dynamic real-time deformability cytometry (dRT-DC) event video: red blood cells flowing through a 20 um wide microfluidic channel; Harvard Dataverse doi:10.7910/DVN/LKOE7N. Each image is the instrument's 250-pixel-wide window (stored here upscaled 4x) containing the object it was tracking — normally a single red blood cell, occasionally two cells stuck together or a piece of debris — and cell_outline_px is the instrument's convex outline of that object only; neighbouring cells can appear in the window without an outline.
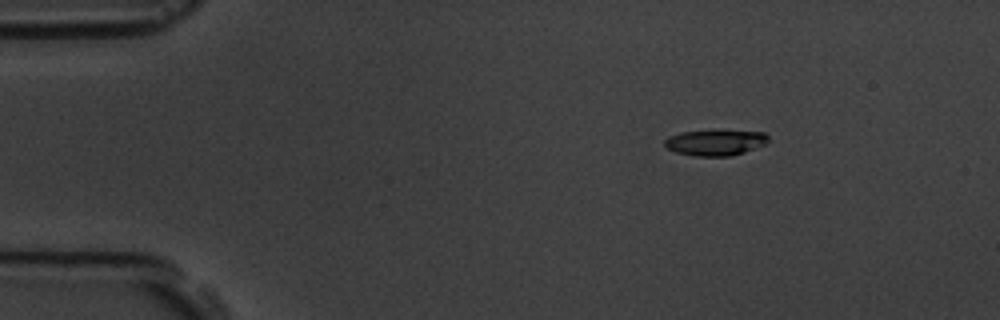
{"species": "common noctule bat (a hibernating species)", "species_latin": "Nyctalus noctula", "temperature_condition": "room temperature", "stored_images_in_passage": 50, "camera_frame_rate_fps": 3000, "um_per_image_px": 0.085, "animal": {"sex": "male", "body_mass_g": 19.5, "forearm_length_mm": 54.6}, "frame": {"image": 1, "passage_image": 1, "time_ms": 0.0, "image_size_px": [1000, 320], "cell_outline_px": [[768, 140], [764, 144], [744, 152], [732, 156], [692, 156], [676, 152], [668, 148], [664, 144], [664, 140], [668, 136], [680, 132], [712, 128], [716, 128], [764, 132], [768, 136]], "centroid_in_image_um": [60.78, 12.07], "position_along_channel_um": 24.2, "area_um2": 16.3}}
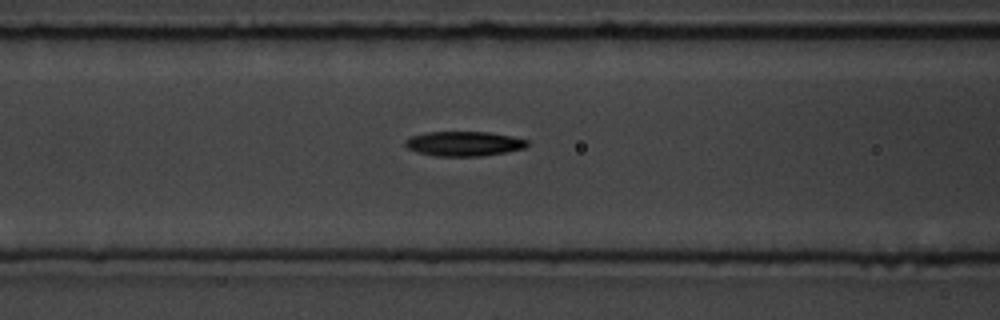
{"frame": {"image": 2, "passage_image": 16, "time_ms": 5.0, "image_size_px": [1000, 320], "cell_outline_px": [[528, 144], [524, 148], [508, 152], [480, 156], [436, 156], [416, 152], [408, 148], [404, 144], [404, 140], [412, 136], [428, 132], [488, 132], [512, 136], [528, 140]], "centroid_in_image_um": [39.43, 12.21], "position_along_channel_um": 127.2, "area_um2": 17.57}}
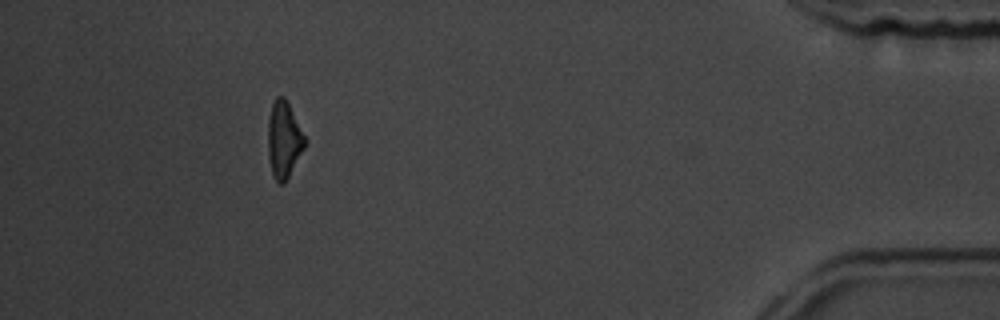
{"frame": {"image": 3, "passage_image": 45, "time_ms": 14.667, "image_size_px": [1000, 320], "cell_outline_px": [[308, 140], [304, 148], [284, 184], [280, 184], [272, 176], [268, 156], [268, 120], [272, 104], [276, 96], [284, 96]], "centroid_in_image_um": [24.13, 11.87], "position_along_channel_um": 411.1, "area_um2": 16.53}, "authors_computed_cell_mechanics": {"area_um2": 17.051, "velocity_mm_per_s": 3.5545, "shape_relaxation_time_tau1_ms": 3.3823, "shape_relaxation_time_tau2_ms": 9.291, "deformation_change_tau1": 0.1156, "deformation_change_tau2": 0.2129}}